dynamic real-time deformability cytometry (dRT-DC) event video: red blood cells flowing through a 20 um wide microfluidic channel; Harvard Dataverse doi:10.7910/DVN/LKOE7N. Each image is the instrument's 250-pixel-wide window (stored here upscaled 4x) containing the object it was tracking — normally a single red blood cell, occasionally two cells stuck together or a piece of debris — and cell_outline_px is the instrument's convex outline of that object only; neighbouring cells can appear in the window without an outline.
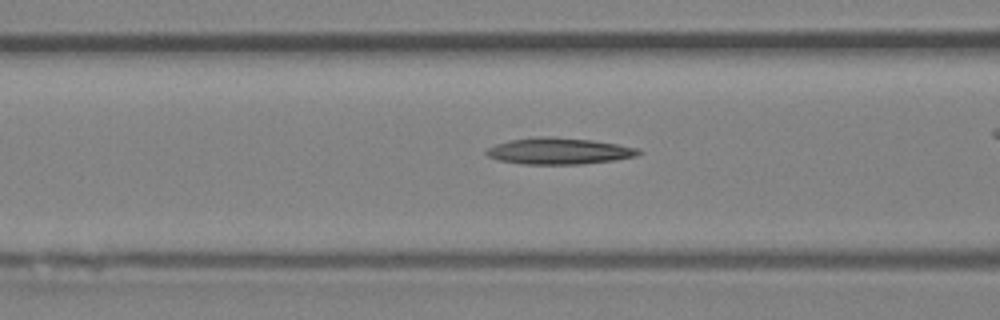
{"species": "Egyptian fruit bat (a non-hibernating species)", "species_latin": "Rousettus aegyptiacus", "temperature_condition": "room temperature", "stored_images_in_passage": 20, "camera_frame_rate_fps": 3000, "um_per_image_px": 0.085, "animal": {"sex": "female"}, "frame": {"image": 1, "passage_image": 15, "time_ms": 4.667, "image_size_px": [1000, 320], "cell_outline_px": [[644, 152], [636, 156], [616, 160], [580, 164], [520, 164], [496, 160], [488, 156], [484, 152], [488, 148], [496, 144], [508, 140], [532, 136], [552, 136], [592, 140], [640, 148]], "centroid_in_image_um": [47.5, 12.83], "position_along_channel_um": 119.1, "area_um2": 23.81}}